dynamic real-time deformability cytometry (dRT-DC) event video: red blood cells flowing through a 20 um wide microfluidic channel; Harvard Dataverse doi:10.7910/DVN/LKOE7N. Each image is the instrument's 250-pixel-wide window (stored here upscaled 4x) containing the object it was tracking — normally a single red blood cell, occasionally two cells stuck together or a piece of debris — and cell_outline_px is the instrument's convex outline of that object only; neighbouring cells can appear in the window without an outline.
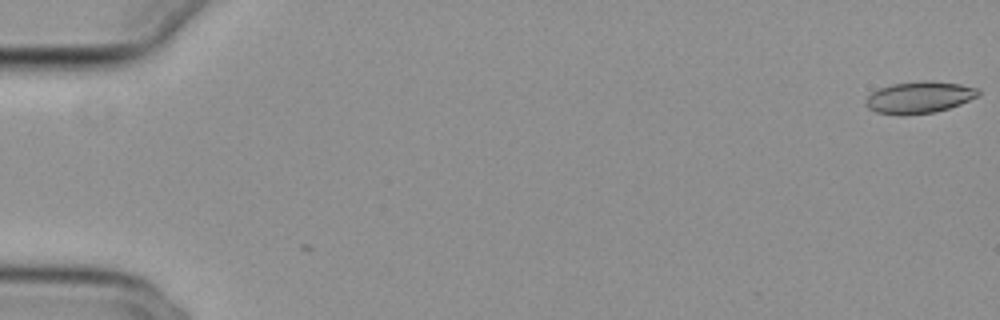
{"species": "common noctule bat (a hibernating species)", "species_latin": "Nyctalus noctula", "temperature_condition": "cold", "stored_images_in_passage": 3, "camera_frame_rate_fps": 3000, "um_per_image_px": 0.085, "animal": {"sex": "female", "body_mass_g": 29.2, "forearm_length_mm": 56.3}, "frame": {"image": 1, "passage_image": 3, "time_ms": 0.667, "image_size_px": [1000, 320], "cell_outline_px": [[980, 96], [960, 104], [936, 112], [904, 116], [900, 116], [876, 112], [868, 108], [864, 104], [864, 100], [872, 92], [880, 88], [892, 84], [924, 80], [932, 80], [960, 84], [980, 88]], "centroid_in_image_um": [78.15, 8.28], "position_along_channel_um": 6.9, "area_um2": 21.27}}